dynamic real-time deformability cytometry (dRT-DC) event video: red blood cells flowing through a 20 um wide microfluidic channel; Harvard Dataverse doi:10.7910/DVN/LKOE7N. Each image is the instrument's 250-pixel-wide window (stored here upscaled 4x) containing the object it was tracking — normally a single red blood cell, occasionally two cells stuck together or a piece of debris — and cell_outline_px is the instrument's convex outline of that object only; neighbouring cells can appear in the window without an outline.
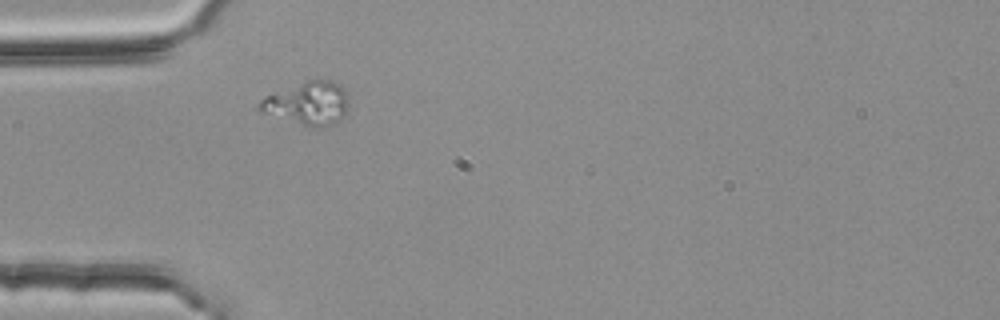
{"species": "common noctule bat (a hibernating species)", "species_latin": "Nyctalus noctula", "temperature_condition": "room temperature", "stored_images_in_passage": 1, "camera_frame_rate_fps": 3000, "um_per_image_px": 0.085, "animal": {"sex": "female", "body_mass_g": 25.1}, "frame": {"image": 1, "passage_image": 1, "time_ms": 0.0, "image_size_px": [1000, 320], "cell_outline_px": [[348, 100], [344, 116], [340, 120], [328, 128], [312, 128], [260, 112], [256, 108], [260, 100], [264, 96], [308, 80], [332, 80], [340, 84], [344, 88], [348, 96]], "centroid_in_image_um": [26.16, 8.81], "position_along_channel_um": 58.8, "area_um2": 22.77}}